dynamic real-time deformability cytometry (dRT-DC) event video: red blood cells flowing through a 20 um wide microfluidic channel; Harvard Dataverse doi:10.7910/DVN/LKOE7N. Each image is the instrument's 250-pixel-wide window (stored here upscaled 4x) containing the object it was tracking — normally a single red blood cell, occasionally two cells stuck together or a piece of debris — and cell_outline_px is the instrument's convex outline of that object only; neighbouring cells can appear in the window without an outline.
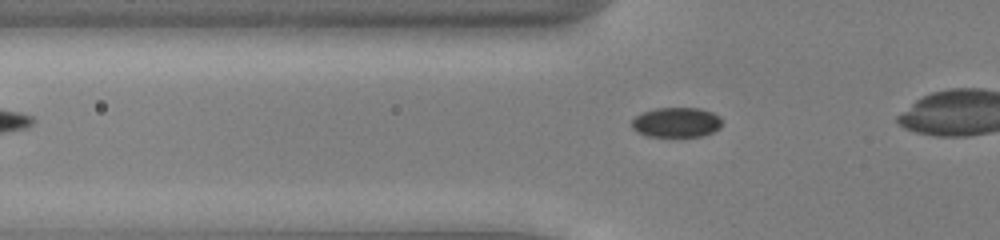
{"species": "common noctule bat (a hibernating species)", "species_latin": "Nyctalus noctula", "temperature_condition": "cold", "stored_images_in_passage": 29, "camera_frame_rate_fps": 3000, "um_per_image_px": 0.085, "animal": {"sex": "male", "body_mass_g": 13.0, "forearm_length_mm": 53.1}, "frame": {"image": 1, "passage_image": 4, "time_ms": 1.0, "image_size_px": [1000, 240], "cell_outline_px": [[720, 128], [712, 132], [700, 136], [648, 136], [636, 132], [632, 128], [632, 120], [636, 116], [644, 112], [656, 108], [700, 108], [712, 112], [720, 116]], "centroid_in_image_um": [57.48, 10.39], "position_along_channel_um": 68.3, "area_um2": 15.61}}
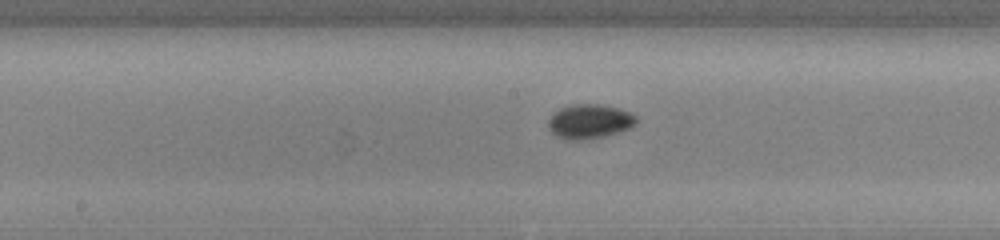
{"frame": {"image": 2, "passage_image": 14, "time_ms": 4.333, "image_size_px": [1000, 240], "cell_outline_px": [[636, 124], [628, 128], [604, 136], [580, 140], [564, 140], [556, 136], [548, 128], [548, 120], [560, 108], [572, 104], [600, 104], [620, 108], [636, 116]], "centroid_in_image_um": [50.08, 10.32], "position_along_channel_um": 198.1, "area_um2": 17.51}}
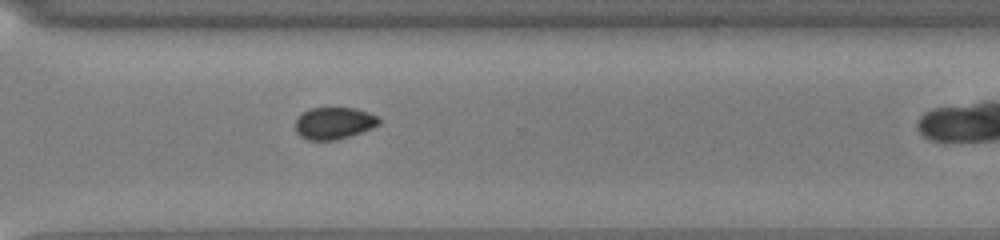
{"frame": {"image": 3, "passage_image": 25, "time_ms": 8.0, "image_size_px": [1000, 240], "cell_outline_px": [[380, 124], [372, 128], [336, 140], [308, 140], [300, 136], [296, 132], [296, 120], [308, 108], [356, 108], [380, 116]], "centroid_in_image_um": [28.41, 10.46], "position_along_channel_um": 342.2, "area_um2": 15.55}}